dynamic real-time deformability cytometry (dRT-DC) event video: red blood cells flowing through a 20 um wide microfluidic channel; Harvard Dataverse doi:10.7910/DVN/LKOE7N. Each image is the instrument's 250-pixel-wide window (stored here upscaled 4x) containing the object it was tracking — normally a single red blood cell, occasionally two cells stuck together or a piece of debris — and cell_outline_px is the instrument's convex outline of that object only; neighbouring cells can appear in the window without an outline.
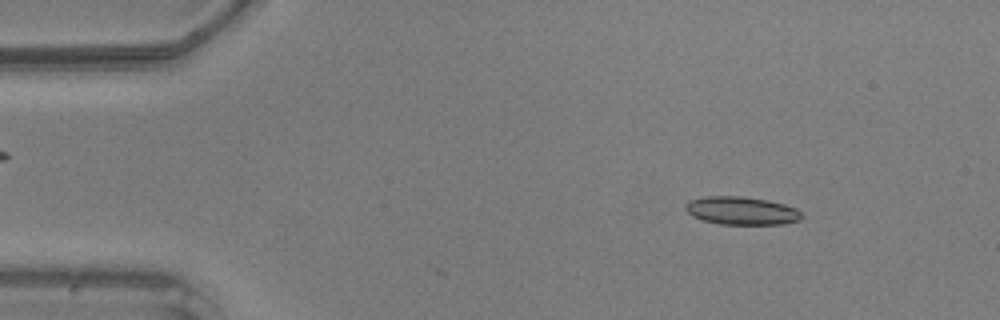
{"species": "common noctule bat (a hibernating species)", "species_latin": "Nyctalus noctula", "temperature_condition": "warm", "stored_images_in_passage": 9, "camera_frame_rate_fps": 3000, "um_per_image_px": 0.085, "animal": {"sex": "male", "body_mass_g": 20.5, "forearm_length_mm": 52.5}, "frame": {"image": 1, "passage_image": 1, "time_ms": 0.0, "image_size_px": [1000, 320], "cell_outline_px": [[800, 220], [784, 224], [720, 224], [700, 220], [692, 216], [684, 208], [688, 200], [704, 196], [740, 196], [768, 200], [784, 204], [796, 208], [800, 212]], "centroid_in_image_um": [62.98, 17.91], "position_along_channel_um": 22.0, "area_um2": 19.07}}